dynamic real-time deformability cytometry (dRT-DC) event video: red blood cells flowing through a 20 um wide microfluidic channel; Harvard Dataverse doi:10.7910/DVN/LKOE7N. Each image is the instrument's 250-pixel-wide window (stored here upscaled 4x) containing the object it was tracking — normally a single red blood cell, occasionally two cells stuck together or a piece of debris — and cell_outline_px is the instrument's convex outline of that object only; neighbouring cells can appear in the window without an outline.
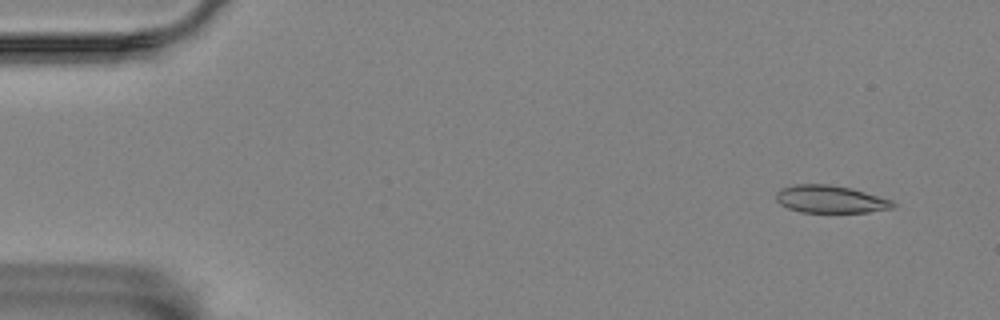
{"species": "Egyptian fruit bat (a non-hibernating species)", "species_latin": "Rousettus aegyptiacus", "temperature_condition": "room temperature", "stored_images_in_passage": 11, "camera_frame_rate_fps": 3000, "um_per_image_px": 0.085, "animal": {"sex": "female"}, "frame": {"image": 1, "passage_image": 4, "time_ms": 1.0, "image_size_px": [1000, 320], "cell_outline_px": [[896, 204], [892, 208], [868, 212], [800, 212], [788, 208], [780, 204], [776, 200], [776, 192], [780, 188], [792, 184], [828, 184], [848, 188], [864, 192], [892, 200]], "centroid_in_image_um": [70.53, 16.93], "position_along_channel_um": 14.5, "area_um2": 18.67}}